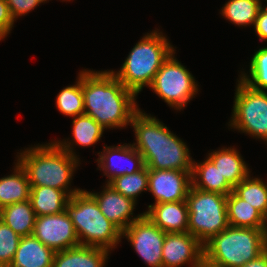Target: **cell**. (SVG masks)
I'll return each instance as SVG.
<instances>
[{"mask_svg": "<svg viewBox=\"0 0 267 267\" xmlns=\"http://www.w3.org/2000/svg\"><path fill=\"white\" fill-rule=\"evenodd\" d=\"M82 91L84 114L92 117L104 129L126 127L140 109L136 104L137 95L110 70L82 69Z\"/></svg>", "mask_w": 267, "mask_h": 267, "instance_id": "cell-1", "label": "cell"}, {"mask_svg": "<svg viewBox=\"0 0 267 267\" xmlns=\"http://www.w3.org/2000/svg\"><path fill=\"white\" fill-rule=\"evenodd\" d=\"M130 124L136 137L132 145L142 155L148 169L192 171L194 160L187 144L159 119L139 109Z\"/></svg>", "mask_w": 267, "mask_h": 267, "instance_id": "cell-2", "label": "cell"}, {"mask_svg": "<svg viewBox=\"0 0 267 267\" xmlns=\"http://www.w3.org/2000/svg\"><path fill=\"white\" fill-rule=\"evenodd\" d=\"M17 161L27 173L30 186H48L65 191L70 197L82 189H70L78 157L71 156L54 141L25 148Z\"/></svg>", "mask_w": 267, "mask_h": 267, "instance_id": "cell-3", "label": "cell"}, {"mask_svg": "<svg viewBox=\"0 0 267 267\" xmlns=\"http://www.w3.org/2000/svg\"><path fill=\"white\" fill-rule=\"evenodd\" d=\"M159 29L147 33L129 52L119 71H112L116 78L136 95L149 87L161 65L174 49Z\"/></svg>", "mask_w": 267, "mask_h": 267, "instance_id": "cell-4", "label": "cell"}, {"mask_svg": "<svg viewBox=\"0 0 267 267\" xmlns=\"http://www.w3.org/2000/svg\"><path fill=\"white\" fill-rule=\"evenodd\" d=\"M66 210L82 246L112 251L121 242L122 232L101 212L94 197L86 190L72 195Z\"/></svg>", "mask_w": 267, "mask_h": 267, "instance_id": "cell-5", "label": "cell"}, {"mask_svg": "<svg viewBox=\"0 0 267 267\" xmlns=\"http://www.w3.org/2000/svg\"><path fill=\"white\" fill-rule=\"evenodd\" d=\"M204 256L226 267H243L267 250L263 229L228 226L203 245Z\"/></svg>", "mask_w": 267, "mask_h": 267, "instance_id": "cell-6", "label": "cell"}, {"mask_svg": "<svg viewBox=\"0 0 267 267\" xmlns=\"http://www.w3.org/2000/svg\"><path fill=\"white\" fill-rule=\"evenodd\" d=\"M186 202L188 232L203 245L229 226L226 195L190 186Z\"/></svg>", "mask_w": 267, "mask_h": 267, "instance_id": "cell-7", "label": "cell"}, {"mask_svg": "<svg viewBox=\"0 0 267 267\" xmlns=\"http://www.w3.org/2000/svg\"><path fill=\"white\" fill-rule=\"evenodd\" d=\"M228 125L267 144V92L250 88L238 79Z\"/></svg>", "mask_w": 267, "mask_h": 267, "instance_id": "cell-8", "label": "cell"}, {"mask_svg": "<svg viewBox=\"0 0 267 267\" xmlns=\"http://www.w3.org/2000/svg\"><path fill=\"white\" fill-rule=\"evenodd\" d=\"M174 54L175 52L161 65L149 87L168 106L181 110L198 93L199 85Z\"/></svg>", "mask_w": 267, "mask_h": 267, "instance_id": "cell-9", "label": "cell"}, {"mask_svg": "<svg viewBox=\"0 0 267 267\" xmlns=\"http://www.w3.org/2000/svg\"><path fill=\"white\" fill-rule=\"evenodd\" d=\"M123 237L130 241L145 264L149 267H163L162 247L166 232L157 227L145 214L122 232Z\"/></svg>", "mask_w": 267, "mask_h": 267, "instance_id": "cell-10", "label": "cell"}, {"mask_svg": "<svg viewBox=\"0 0 267 267\" xmlns=\"http://www.w3.org/2000/svg\"><path fill=\"white\" fill-rule=\"evenodd\" d=\"M32 235L55 252L80 245L67 210L62 213L37 216Z\"/></svg>", "mask_w": 267, "mask_h": 267, "instance_id": "cell-11", "label": "cell"}, {"mask_svg": "<svg viewBox=\"0 0 267 267\" xmlns=\"http://www.w3.org/2000/svg\"><path fill=\"white\" fill-rule=\"evenodd\" d=\"M191 172L148 169V191L155 203L186 201L191 186Z\"/></svg>", "mask_w": 267, "mask_h": 267, "instance_id": "cell-12", "label": "cell"}, {"mask_svg": "<svg viewBox=\"0 0 267 267\" xmlns=\"http://www.w3.org/2000/svg\"><path fill=\"white\" fill-rule=\"evenodd\" d=\"M204 255L203 244L189 232L166 233L162 247L163 267H198Z\"/></svg>", "mask_w": 267, "mask_h": 267, "instance_id": "cell-13", "label": "cell"}, {"mask_svg": "<svg viewBox=\"0 0 267 267\" xmlns=\"http://www.w3.org/2000/svg\"><path fill=\"white\" fill-rule=\"evenodd\" d=\"M98 155L97 165L103 171L104 176H107V184L118 176L133 174L145 167L142 155L132 144L105 145L103 151L99 152Z\"/></svg>", "mask_w": 267, "mask_h": 267, "instance_id": "cell-14", "label": "cell"}, {"mask_svg": "<svg viewBox=\"0 0 267 267\" xmlns=\"http://www.w3.org/2000/svg\"><path fill=\"white\" fill-rule=\"evenodd\" d=\"M98 203L103 215L111 221L121 232L139 219L144 213L133 217L136 202L115 191L107 183L101 193L88 191ZM132 216V217H130Z\"/></svg>", "mask_w": 267, "mask_h": 267, "instance_id": "cell-15", "label": "cell"}, {"mask_svg": "<svg viewBox=\"0 0 267 267\" xmlns=\"http://www.w3.org/2000/svg\"><path fill=\"white\" fill-rule=\"evenodd\" d=\"M143 213L166 233L188 232V205L186 201L152 204Z\"/></svg>", "mask_w": 267, "mask_h": 267, "instance_id": "cell-16", "label": "cell"}, {"mask_svg": "<svg viewBox=\"0 0 267 267\" xmlns=\"http://www.w3.org/2000/svg\"><path fill=\"white\" fill-rule=\"evenodd\" d=\"M55 251L33 235L23 236L9 267H52Z\"/></svg>", "mask_w": 267, "mask_h": 267, "instance_id": "cell-17", "label": "cell"}, {"mask_svg": "<svg viewBox=\"0 0 267 267\" xmlns=\"http://www.w3.org/2000/svg\"><path fill=\"white\" fill-rule=\"evenodd\" d=\"M109 252L105 248L82 245L56 251L52 267H103Z\"/></svg>", "mask_w": 267, "mask_h": 267, "instance_id": "cell-18", "label": "cell"}, {"mask_svg": "<svg viewBox=\"0 0 267 267\" xmlns=\"http://www.w3.org/2000/svg\"><path fill=\"white\" fill-rule=\"evenodd\" d=\"M207 158L233 187L251 173L240 152L234 147L219 148L209 153Z\"/></svg>", "mask_w": 267, "mask_h": 267, "instance_id": "cell-19", "label": "cell"}, {"mask_svg": "<svg viewBox=\"0 0 267 267\" xmlns=\"http://www.w3.org/2000/svg\"><path fill=\"white\" fill-rule=\"evenodd\" d=\"M72 121V135L73 140L70 141H54L61 149L68 152L71 156L77 157L73 146L80 145L83 147H90L100 141L104 128L97 123L92 117L82 114L73 118Z\"/></svg>", "mask_w": 267, "mask_h": 267, "instance_id": "cell-20", "label": "cell"}, {"mask_svg": "<svg viewBox=\"0 0 267 267\" xmlns=\"http://www.w3.org/2000/svg\"><path fill=\"white\" fill-rule=\"evenodd\" d=\"M191 186L196 189L226 196L234 189L208 158L200 163L193 161Z\"/></svg>", "mask_w": 267, "mask_h": 267, "instance_id": "cell-21", "label": "cell"}, {"mask_svg": "<svg viewBox=\"0 0 267 267\" xmlns=\"http://www.w3.org/2000/svg\"><path fill=\"white\" fill-rule=\"evenodd\" d=\"M32 208L36 216L62 213L66 210L70 196L62 190L48 186H30Z\"/></svg>", "mask_w": 267, "mask_h": 267, "instance_id": "cell-22", "label": "cell"}, {"mask_svg": "<svg viewBox=\"0 0 267 267\" xmlns=\"http://www.w3.org/2000/svg\"><path fill=\"white\" fill-rule=\"evenodd\" d=\"M12 174L0 178V209L24 202L30 197V184L24 168L17 161Z\"/></svg>", "mask_w": 267, "mask_h": 267, "instance_id": "cell-23", "label": "cell"}, {"mask_svg": "<svg viewBox=\"0 0 267 267\" xmlns=\"http://www.w3.org/2000/svg\"><path fill=\"white\" fill-rule=\"evenodd\" d=\"M227 219L233 227L263 229L264 216L233 191L227 195Z\"/></svg>", "mask_w": 267, "mask_h": 267, "instance_id": "cell-24", "label": "cell"}, {"mask_svg": "<svg viewBox=\"0 0 267 267\" xmlns=\"http://www.w3.org/2000/svg\"><path fill=\"white\" fill-rule=\"evenodd\" d=\"M36 217L30 200L0 209V220L21 237L32 235Z\"/></svg>", "mask_w": 267, "mask_h": 267, "instance_id": "cell-25", "label": "cell"}, {"mask_svg": "<svg viewBox=\"0 0 267 267\" xmlns=\"http://www.w3.org/2000/svg\"><path fill=\"white\" fill-rule=\"evenodd\" d=\"M263 1V0H262ZM261 0H228L222 7L221 14L231 23L238 26H254ZM266 1V0H265Z\"/></svg>", "mask_w": 267, "mask_h": 267, "instance_id": "cell-26", "label": "cell"}, {"mask_svg": "<svg viewBox=\"0 0 267 267\" xmlns=\"http://www.w3.org/2000/svg\"><path fill=\"white\" fill-rule=\"evenodd\" d=\"M233 192L242 200L256 208L264 217L267 214V184L249 174L240 181Z\"/></svg>", "mask_w": 267, "mask_h": 267, "instance_id": "cell-27", "label": "cell"}, {"mask_svg": "<svg viewBox=\"0 0 267 267\" xmlns=\"http://www.w3.org/2000/svg\"><path fill=\"white\" fill-rule=\"evenodd\" d=\"M77 78L76 84L63 88L56 97V107L60 113L72 118L84 114L82 71Z\"/></svg>", "mask_w": 267, "mask_h": 267, "instance_id": "cell-28", "label": "cell"}, {"mask_svg": "<svg viewBox=\"0 0 267 267\" xmlns=\"http://www.w3.org/2000/svg\"><path fill=\"white\" fill-rule=\"evenodd\" d=\"M115 191L137 202V197L143 191H148V168L133 173L121 175L108 183Z\"/></svg>", "mask_w": 267, "mask_h": 267, "instance_id": "cell-29", "label": "cell"}, {"mask_svg": "<svg viewBox=\"0 0 267 267\" xmlns=\"http://www.w3.org/2000/svg\"><path fill=\"white\" fill-rule=\"evenodd\" d=\"M249 66V75L241 73L239 79L254 90L267 92V46L254 53Z\"/></svg>", "mask_w": 267, "mask_h": 267, "instance_id": "cell-30", "label": "cell"}, {"mask_svg": "<svg viewBox=\"0 0 267 267\" xmlns=\"http://www.w3.org/2000/svg\"><path fill=\"white\" fill-rule=\"evenodd\" d=\"M21 236L0 220V265L9 267L16 253Z\"/></svg>", "mask_w": 267, "mask_h": 267, "instance_id": "cell-31", "label": "cell"}, {"mask_svg": "<svg viewBox=\"0 0 267 267\" xmlns=\"http://www.w3.org/2000/svg\"><path fill=\"white\" fill-rule=\"evenodd\" d=\"M48 0H6L10 15L14 21L20 16H25L35 7Z\"/></svg>", "mask_w": 267, "mask_h": 267, "instance_id": "cell-32", "label": "cell"}, {"mask_svg": "<svg viewBox=\"0 0 267 267\" xmlns=\"http://www.w3.org/2000/svg\"><path fill=\"white\" fill-rule=\"evenodd\" d=\"M14 20L10 15V11L6 0H0V41L12 30Z\"/></svg>", "mask_w": 267, "mask_h": 267, "instance_id": "cell-33", "label": "cell"}, {"mask_svg": "<svg viewBox=\"0 0 267 267\" xmlns=\"http://www.w3.org/2000/svg\"><path fill=\"white\" fill-rule=\"evenodd\" d=\"M254 29L261 41H267V5L260 7Z\"/></svg>", "mask_w": 267, "mask_h": 267, "instance_id": "cell-34", "label": "cell"}, {"mask_svg": "<svg viewBox=\"0 0 267 267\" xmlns=\"http://www.w3.org/2000/svg\"><path fill=\"white\" fill-rule=\"evenodd\" d=\"M243 267H267V250L255 260H251Z\"/></svg>", "mask_w": 267, "mask_h": 267, "instance_id": "cell-35", "label": "cell"}, {"mask_svg": "<svg viewBox=\"0 0 267 267\" xmlns=\"http://www.w3.org/2000/svg\"><path fill=\"white\" fill-rule=\"evenodd\" d=\"M198 267H226L225 265L218 264L216 262H213L210 259H207L204 255L202 259L200 260V264Z\"/></svg>", "mask_w": 267, "mask_h": 267, "instance_id": "cell-36", "label": "cell"}, {"mask_svg": "<svg viewBox=\"0 0 267 267\" xmlns=\"http://www.w3.org/2000/svg\"><path fill=\"white\" fill-rule=\"evenodd\" d=\"M264 227H263V232H264V237H265V242H266V246H267V214L264 217Z\"/></svg>", "mask_w": 267, "mask_h": 267, "instance_id": "cell-37", "label": "cell"}]
</instances>
